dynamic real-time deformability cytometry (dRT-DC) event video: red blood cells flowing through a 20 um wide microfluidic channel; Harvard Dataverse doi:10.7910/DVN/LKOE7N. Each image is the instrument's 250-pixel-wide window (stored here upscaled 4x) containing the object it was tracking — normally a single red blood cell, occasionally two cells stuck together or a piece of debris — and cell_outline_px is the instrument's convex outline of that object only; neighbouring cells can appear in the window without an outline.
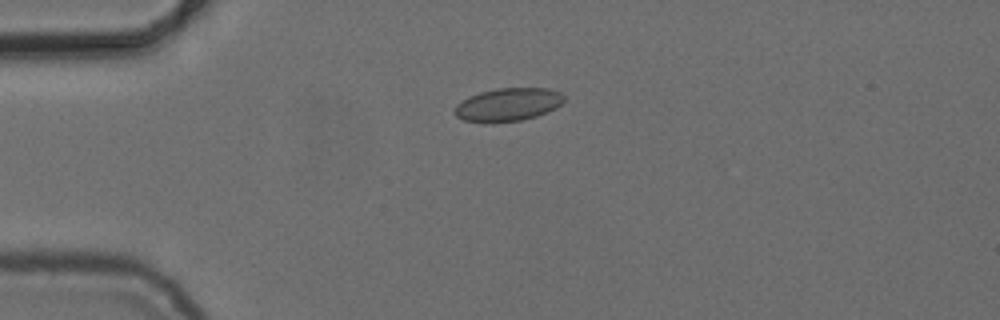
{"species": "common noctule bat (a hibernating species)", "species_latin": "Nyctalus noctula", "temperature_condition": "cold", "stored_images_in_passage": 7, "camera_frame_rate_fps": 3000, "um_per_image_px": 0.085, "animal": {"sex": "female", "body_mass_g": 24.6, "forearm_length_mm": 56.2}, "frame": {"image": 1, "passage_image": 4, "time_ms": 3.333, "image_size_px": [1000, 320], "cell_outline_px": [[564, 100], [556, 108], [536, 116], [520, 120], [492, 124], [488, 124], [464, 120], [456, 116], [452, 112], [456, 104], [468, 96], [480, 92], [496, 88], [548, 88], [560, 92], [564, 96]], "centroid_in_image_um": [43.13, 8.9], "position_along_channel_um": 41.9, "area_um2": 21.44}}
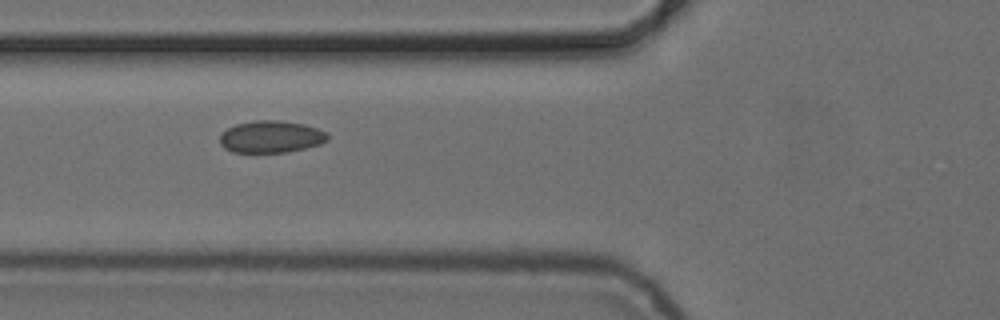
{"frame": {"image": 2, "passage_image": 6, "time_ms": 5.667, "image_size_px": [1000, 320], "cell_outline_px": [[328, 140], [320, 144], [288, 152], [232, 152], [224, 148], [220, 144], [220, 136], [228, 128], [236, 124], [256, 120], [280, 120], [304, 124], [316, 128], [324, 132], [328, 136]], "centroid_in_image_um": [23.02, 11.62], "position_along_channel_um": 102.8, "area_um2": 20.0}}
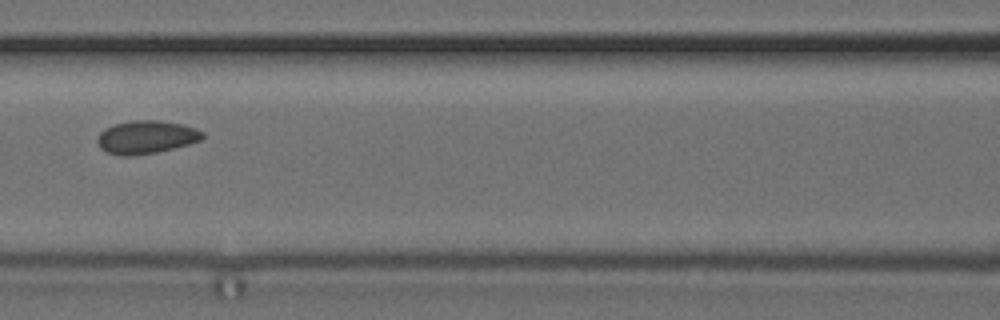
{"frame": {"image": 3, "passage_image": 7, "time_ms": 7.0, "image_size_px": [1000, 320], "cell_outline_px": [[204, 136], [200, 140], [188, 144], [156, 152], [132, 156], [120, 156], [108, 152], [100, 148], [96, 140], [100, 132], [104, 128], [116, 124], [132, 120], [160, 120], [184, 124], [196, 128], [204, 132]], "centroid_in_image_um": [12.42, 11.65], "position_along_channel_um": 154.2, "area_um2": 20.35}}